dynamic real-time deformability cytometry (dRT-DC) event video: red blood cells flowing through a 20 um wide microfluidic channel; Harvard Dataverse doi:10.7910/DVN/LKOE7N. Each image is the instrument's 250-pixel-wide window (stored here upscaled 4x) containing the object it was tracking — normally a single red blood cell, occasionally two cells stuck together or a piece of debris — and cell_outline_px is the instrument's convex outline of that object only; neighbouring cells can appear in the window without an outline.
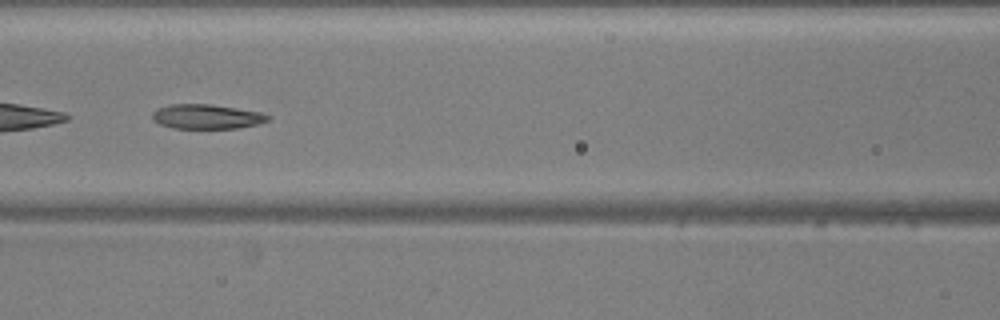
{"species": "common noctule bat (a hibernating species)", "species_latin": "Nyctalus noctula", "temperature_condition": "warm", "stored_images_in_passage": 52, "camera_frame_rate_fps": 3000, "um_per_image_px": 0.085, "animal": {"sex": "male", "body_mass_g": 20.5, "forearm_length_mm": 52.5}, "frame": {"image": 1, "passage_image": 23, "time_ms": 7.333, "image_size_px": [1000, 320], "cell_outline_px": [[272, 116], [268, 120], [260, 124], [240, 128], [172, 128], [160, 124], [152, 120], [152, 112], [156, 108], [172, 104], [212, 104], [260, 112]], "centroid_in_image_um": [17.57, 9.91], "position_along_channel_um": 149.0, "area_um2": 16.7}, "authors_computed_cell_mechanics": {"area_um2": 19.0162, "velocity_mm_per_s": 3.8456, "shape_relaxation_time_tau1_ms": null, "shape_relaxation_time_tau2_ms": 5.4055, "deformation_change_tau1": null, "deformation_change_tau2": 0.1364}}